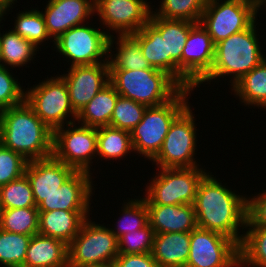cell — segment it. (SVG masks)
<instances>
[{
	"label": "cell",
	"mask_w": 266,
	"mask_h": 267,
	"mask_svg": "<svg viewBox=\"0 0 266 267\" xmlns=\"http://www.w3.org/2000/svg\"><path fill=\"white\" fill-rule=\"evenodd\" d=\"M134 154L130 131L111 126L97 128V162L101 159V162L105 160L103 163L108 161L113 165L115 161L117 163L122 159L125 160L128 155L131 158L135 156Z\"/></svg>",
	"instance_id": "28"
},
{
	"label": "cell",
	"mask_w": 266,
	"mask_h": 267,
	"mask_svg": "<svg viewBox=\"0 0 266 267\" xmlns=\"http://www.w3.org/2000/svg\"><path fill=\"white\" fill-rule=\"evenodd\" d=\"M264 9H265V11H266V0H264L262 6H261L260 9L258 10V16H259V19H260V17H261V18L263 17V16H261L260 14H263L262 12L264 11ZM260 10H261V11H260Z\"/></svg>",
	"instance_id": "47"
},
{
	"label": "cell",
	"mask_w": 266,
	"mask_h": 267,
	"mask_svg": "<svg viewBox=\"0 0 266 267\" xmlns=\"http://www.w3.org/2000/svg\"><path fill=\"white\" fill-rule=\"evenodd\" d=\"M0 200L3 209L37 207L31 185L25 174L0 186Z\"/></svg>",
	"instance_id": "37"
},
{
	"label": "cell",
	"mask_w": 266,
	"mask_h": 267,
	"mask_svg": "<svg viewBox=\"0 0 266 267\" xmlns=\"http://www.w3.org/2000/svg\"><path fill=\"white\" fill-rule=\"evenodd\" d=\"M86 267H115L114 262L104 263V264H98L93 266H86Z\"/></svg>",
	"instance_id": "46"
},
{
	"label": "cell",
	"mask_w": 266,
	"mask_h": 267,
	"mask_svg": "<svg viewBox=\"0 0 266 267\" xmlns=\"http://www.w3.org/2000/svg\"><path fill=\"white\" fill-rule=\"evenodd\" d=\"M38 220L37 207L3 209L0 229L32 236L38 233Z\"/></svg>",
	"instance_id": "35"
},
{
	"label": "cell",
	"mask_w": 266,
	"mask_h": 267,
	"mask_svg": "<svg viewBox=\"0 0 266 267\" xmlns=\"http://www.w3.org/2000/svg\"><path fill=\"white\" fill-rule=\"evenodd\" d=\"M152 12L163 19L185 20L200 23L207 0H161Z\"/></svg>",
	"instance_id": "34"
},
{
	"label": "cell",
	"mask_w": 266,
	"mask_h": 267,
	"mask_svg": "<svg viewBox=\"0 0 266 267\" xmlns=\"http://www.w3.org/2000/svg\"><path fill=\"white\" fill-rule=\"evenodd\" d=\"M86 171H76L59 189L37 206L39 211H92L97 177ZM95 183V184H94ZM93 208V209H92Z\"/></svg>",
	"instance_id": "16"
},
{
	"label": "cell",
	"mask_w": 266,
	"mask_h": 267,
	"mask_svg": "<svg viewBox=\"0 0 266 267\" xmlns=\"http://www.w3.org/2000/svg\"><path fill=\"white\" fill-rule=\"evenodd\" d=\"M41 10L49 36L55 41L70 28L95 16V0H48Z\"/></svg>",
	"instance_id": "18"
},
{
	"label": "cell",
	"mask_w": 266,
	"mask_h": 267,
	"mask_svg": "<svg viewBox=\"0 0 266 267\" xmlns=\"http://www.w3.org/2000/svg\"><path fill=\"white\" fill-rule=\"evenodd\" d=\"M229 92L236 100L238 99V105L248 107L247 109L260 108L264 111L266 109V58L238 80Z\"/></svg>",
	"instance_id": "25"
},
{
	"label": "cell",
	"mask_w": 266,
	"mask_h": 267,
	"mask_svg": "<svg viewBox=\"0 0 266 267\" xmlns=\"http://www.w3.org/2000/svg\"><path fill=\"white\" fill-rule=\"evenodd\" d=\"M115 267H158L151 253L118 254Z\"/></svg>",
	"instance_id": "43"
},
{
	"label": "cell",
	"mask_w": 266,
	"mask_h": 267,
	"mask_svg": "<svg viewBox=\"0 0 266 267\" xmlns=\"http://www.w3.org/2000/svg\"><path fill=\"white\" fill-rule=\"evenodd\" d=\"M215 44L208 31L197 23L189 32L181 60L178 62V84L182 88L195 86L211 71Z\"/></svg>",
	"instance_id": "15"
},
{
	"label": "cell",
	"mask_w": 266,
	"mask_h": 267,
	"mask_svg": "<svg viewBox=\"0 0 266 267\" xmlns=\"http://www.w3.org/2000/svg\"><path fill=\"white\" fill-rule=\"evenodd\" d=\"M239 253L240 267H266V227L245 226Z\"/></svg>",
	"instance_id": "33"
},
{
	"label": "cell",
	"mask_w": 266,
	"mask_h": 267,
	"mask_svg": "<svg viewBox=\"0 0 266 267\" xmlns=\"http://www.w3.org/2000/svg\"><path fill=\"white\" fill-rule=\"evenodd\" d=\"M258 18V10L236 0H207L200 23L214 44L249 28Z\"/></svg>",
	"instance_id": "12"
},
{
	"label": "cell",
	"mask_w": 266,
	"mask_h": 267,
	"mask_svg": "<svg viewBox=\"0 0 266 267\" xmlns=\"http://www.w3.org/2000/svg\"><path fill=\"white\" fill-rule=\"evenodd\" d=\"M16 3H19V1L18 0H0V12L6 19H7V16L13 12V8H16L17 6Z\"/></svg>",
	"instance_id": "44"
},
{
	"label": "cell",
	"mask_w": 266,
	"mask_h": 267,
	"mask_svg": "<svg viewBox=\"0 0 266 267\" xmlns=\"http://www.w3.org/2000/svg\"><path fill=\"white\" fill-rule=\"evenodd\" d=\"M24 267H68V245L40 233L32 235Z\"/></svg>",
	"instance_id": "23"
},
{
	"label": "cell",
	"mask_w": 266,
	"mask_h": 267,
	"mask_svg": "<svg viewBox=\"0 0 266 267\" xmlns=\"http://www.w3.org/2000/svg\"><path fill=\"white\" fill-rule=\"evenodd\" d=\"M1 32L0 65L13 70L21 68L23 71L24 66L29 69L31 62H35L36 57H40L37 53L42 50L11 28Z\"/></svg>",
	"instance_id": "26"
},
{
	"label": "cell",
	"mask_w": 266,
	"mask_h": 267,
	"mask_svg": "<svg viewBox=\"0 0 266 267\" xmlns=\"http://www.w3.org/2000/svg\"><path fill=\"white\" fill-rule=\"evenodd\" d=\"M266 187V186H265ZM247 196L246 226L266 227V188Z\"/></svg>",
	"instance_id": "42"
},
{
	"label": "cell",
	"mask_w": 266,
	"mask_h": 267,
	"mask_svg": "<svg viewBox=\"0 0 266 267\" xmlns=\"http://www.w3.org/2000/svg\"><path fill=\"white\" fill-rule=\"evenodd\" d=\"M59 74L68 89L70 103L74 111L87 105L94 96L109 84V63L72 66ZM65 71V72H64Z\"/></svg>",
	"instance_id": "17"
},
{
	"label": "cell",
	"mask_w": 266,
	"mask_h": 267,
	"mask_svg": "<svg viewBox=\"0 0 266 267\" xmlns=\"http://www.w3.org/2000/svg\"><path fill=\"white\" fill-rule=\"evenodd\" d=\"M75 172L73 167L53 156L28 162L24 174L31 185L36 206L59 189Z\"/></svg>",
	"instance_id": "19"
},
{
	"label": "cell",
	"mask_w": 266,
	"mask_h": 267,
	"mask_svg": "<svg viewBox=\"0 0 266 267\" xmlns=\"http://www.w3.org/2000/svg\"><path fill=\"white\" fill-rule=\"evenodd\" d=\"M131 35L139 42L151 67L170 75V56H166V43L162 35L149 22Z\"/></svg>",
	"instance_id": "31"
},
{
	"label": "cell",
	"mask_w": 266,
	"mask_h": 267,
	"mask_svg": "<svg viewBox=\"0 0 266 267\" xmlns=\"http://www.w3.org/2000/svg\"><path fill=\"white\" fill-rule=\"evenodd\" d=\"M206 168H154L141 197L146 205H193L198 186L209 172Z\"/></svg>",
	"instance_id": "6"
},
{
	"label": "cell",
	"mask_w": 266,
	"mask_h": 267,
	"mask_svg": "<svg viewBox=\"0 0 266 267\" xmlns=\"http://www.w3.org/2000/svg\"><path fill=\"white\" fill-rule=\"evenodd\" d=\"M120 95L109 83L77 114L78 124L90 127L110 126V120Z\"/></svg>",
	"instance_id": "30"
},
{
	"label": "cell",
	"mask_w": 266,
	"mask_h": 267,
	"mask_svg": "<svg viewBox=\"0 0 266 267\" xmlns=\"http://www.w3.org/2000/svg\"><path fill=\"white\" fill-rule=\"evenodd\" d=\"M0 144L28 162L52 156L53 131L24 101L0 111Z\"/></svg>",
	"instance_id": "3"
},
{
	"label": "cell",
	"mask_w": 266,
	"mask_h": 267,
	"mask_svg": "<svg viewBox=\"0 0 266 267\" xmlns=\"http://www.w3.org/2000/svg\"><path fill=\"white\" fill-rule=\"evenodd\" d=\"M3 20L5 21L6 19L4 18V16H3L2 13L0 12V24L3 23V22H2ZM1 27L3 28V25H0V28H1ZM2 28L0 29V41H1V30H3Z\"/></svg>",
	"instance_id": "48"
},
{
	"label": "cell",
	"mask_w": 266,
	"mask_h": 267,
	"mask_svg": "<svg viewBox=\"0 0 266 267\" xmlns=\"http://www.w3.org/2000/svg\"><path fill=\"white\" fill-rule=\"evenodd\" d=\"M108 63L109 69L141 70L152 68L144 57L139 42L131 34L110 37Z\"/></svg>",
	"instance_id": "27"
},
{
	"label": "cell",
	"mask_w": 266,
	"mask_h": 267,
	"mask_svg": "<svg viewBox=\"0 0 266 267\" xmlns=\"http://www.w3.org/2000/svg\"><path fill=\"white\" fill-rule=\"evenodd\" d=\"M193 108V109H192ZM195 107L190 103L171 123L163 145L150 162L154 168H190L201 165L198 154L200 130L196 122ZM199 137V138H198ZM198 138V139H197ZM199 160V161H197Z\"/></svg>",
	"instance_id": "7"
},
{
	"label": "cell",
	"mask_w": 266,
	"mask_h": 267,
	"mask_svg": "<svg viewBox=\"0 0 266 267\" xmlns=\"http://www.w3.org/2000/svg\"><path fill=\"white\" fill-rule=\"evenodd\" d=\"M212 173L209 171L201 180L193 203L197 226L220 233L240 246L247 221L248 195L227 186L228 182Z\"/></svg>",
	"instance_id": "1"
},
{
	"label": "cell",
	"mask_w": 266,
	"mask_h": 267,
	"mask_svg": "<svg viewBox=\"0 0 266 267\" xmlns=\"http://www.w3.org/2000/svg\"><path fill=\"white\" fill-rule=\"evenodd\" d=\"M186 267H240L239 245L210 230L190 232V250Z\"/></svg>",
	"instance_id": "14"
},
{
	"label": "cell",
	"mask_w": 266,
	"mask_h": 267,
	"mask_svg": "<svg viewBox=\"0 0 266 267\" xmlns=\"http://www.w3.org/2000/svg\"><path fill=\"white\" fill-rule=\"evenodd\" d=\"M258 24L259 22L256 20L244 31L232 34L215 44V57L211 71L195 86L194 90L201 91L202 89H198L201 85L203 87L215 85L216 82L219 85L220 81H224L226 85L227 80L230 89L266 58L264 49L266 43L263 40L265 35L259 34L262 29H259Z\"/></svg>",
	"instance_id": "2"
},
{
	"label": "cell",
	"mask_w": 266,
	"mask_h": 267,
	"mask_svg": "<svg viewBox=\"0 0 266 267\" xmlns=\"http://www.w3.org/2000/svg\"><path fill=\"white\" fill-rule=\"evenodd\" d=\"M28 161L20 154L0 144V186H3L25 173Z\"/></svg>",
	"instance_id": "41"
},
{
	"label": "cell",
	"mask_w": 266,
	"mask_h": 267,
	"mask_svg": "<svg viewBox=\"0 0 266 267\" xmlns=\"http://www.w3.org/2000/svg\"><path fill=\"white\" fill-rule=\"evenodd\" d=\"M148 224L155 234L169 232H191L197 228L193 205H146Z\"/></svg>",
	"instance_id": "20"
},
{
	"label": "cell",
	"mask_w": 266,
	"mask_h": 267,
	"mask_svg": "<svg viewBox=\"0 0 266 267\" xmlns=\"http://www.w3.org/2000/svg\"><path fill=\"white\" fill-rule=\"evenodd\" d=\"M92 21L70 28L54 41L52 52L63 57L64 67L108 63L110 36Z\"/></svg>",
	"instance_id": "8"
},
{
	"label": "cell",
	"mask_w": 266,
	"mask_h": 267,
	"mask_svg": "<svg viewBox=\"0 0 266 267\" xmlns=\"http://www.w3.org/2000/svg\"><path fill=\"white\" fill-rule=\"evenodd\" d=\"M236 1H241L244 3H247L251 6H253L256 10H259L260 7L262 6L264 0H236Z\"/></svg>",
	"instance_id": "45"
},
{
	"label": "cell",
	"mask_w": 266,
	"mask_h": 267,
	"mask_svg": "<svg viewBox=\"0 0 266 267\" xmlns=\"http://www.w3.org/2000/svg\"><path fill=\"white\" fill-rule=\"evenodd\" d=\"M56 75V76H55ZM46 75L25 89V101L52 131L76 122L77 113L71 106L66 82L59 75Z\"/></svg>",
	"instance_id": "9"
},
{
	"label": "cell",
	"mask_w": 266,
	"mask_h": 267,
	"mask_svg": "<svg viewBox=\"0 0 266 267\" xmlns=\"http://www.w3.org/2000/svg\"><path fill=\"white\" fill-rule=\"evenodd\" d=\"M152 5L149 0H95L94 17L110 37L129 35L149 22Z\"/></svg>",
	"instance_id": "13"
},
{
	"label": "cell",
	"mask_w": 266,
	"mask_h": 267,
	"mask_svg": "<svg viewBox=\"0 0 266 267\" xmlns=\"http://www.w3.org/2000/svg\"><path fill=\"white\" fill-rule=\"evenodd\" d=\"M2 213H3V207H2L1 200H0V223H1V219H2Z\"/></svg>",
	"instance_id": "49"
},
{
	"label": "cell",
	"mask_w": 266,
	"mask_h": 267,
	"mask_svg": "<svg viewBox=\"0 0 266 267\" xmlns=\"http://www.w3.org/2000/svg\"><path fill=\"white\" fill-rule=\"evenodd\" d=\"M12 70L0 65V111L25 101L26 86L23 88V81L21 83Z\"/></svg>",
	"instance_id": "39"
},
{
	"label": "cell",
	"mask_w": 266,
	"mask_h": 267,
	"mask_svg": "<svg viewBox=\"0 0 266 267\" xmlns=\"http://www.w3.org/2000/svg\"><path fill=\"white\" fill-rule=\"evenodd\" d=\"M109 83L120 96L147 107L165 104L183 89L169 74L155 68L109 69Z\"/></svg>",
	"instance_id": "4"
},
{
	"label": "cell",
	"mask_w": 266,
	"mask_h": 267,
	"mask_svg": "<svg viewBox=\"0 0 266 267\" xmlns=\"http://www.w3.org/2000/svg\"><path fill=\"white\" fill-rule=\"evenodd\" d=\"M93 211H39L38 233L64 241L67 245L79 233Z\"/></svg>",
	"instance_id": "21"
},
{
	"label": "cell",
	"mask_w": 266,
	"mask_h": 267,
	"mask_svg": "<svg viewBox=\"0 0 266 267\" xmlns=\"http://www.w3.org/2000/svg\"><path fill=\"white\" fill-rule=\"evenodd\" d=\"M149 23L162 35L166 43V56H170V76L178 83V62L190 30L197 24L185 20L163 19L153 12Z\"/></svg>",
	"instance_id": "22"
},
{
	"label": "cell",
	"mask_w": 266,
	"mask_h": 267,
	"mask_svg": "<svg viewBox=\"0 0 266 267\" xmlns=\"http://www.w3.org/2000/svg\"><path fill=\"white\" fill-rule=\"evenodd\" d=\"M52 156L76 171L95 174L94 170L97 167L93 168V165L100 163L96 160L97 128L74 122L55 129Z\"/></svg>",
	"instance_id": "11"
},
{
	"label": "cell",
	"mask_w": 266,
	"mask_h": 267,
	"mask_svg": "<svg viewBox=\"0 0 266 267\" xmlns=\"http://www.w3.org/2000/svg\"><path fill=\"white\" fill-rule=\"evenodd\" d=\"M154 235V230L149 224L122 235L118 239L119 254L151 253Z\"/></svg>",
	"instance_id": "40"
},
{
	"label": "cell",
	"mask_w": 266,
	"mask_h": 267,
	"mask_svg": "<svg viewBox=\"0 0 266 267\" xmlns=\"http://www.w3.org/2000/svg\"><path fill=\"white\" fill-rule=\"evenodd\" d=\"M134 195L133 198H126L120 203L122 206L118 214L120 217L112 224L109 229L119 239L122 235L127 234L145 227L148 224V211L144 199L140 196Z\"/></svg>",
	"instance_id": "32"
},
{
	"label": "cell",
	"mask_w": 266,
	"mask_h": 267,
	"mask_svg": "<svg viewBox=\"0 0 266 267\" xmlns=\"http://www.w3.org/2000/svg\"><path fill=\"white\" fill-rule=\"evenodd\" d=\"M31 236L0 229V267H24Z\"/></svg>",
	"instance_id": "36"
},
{
	"label": "cell",
	"mask_w": 266,
	"mask_h": 267,
	"mask_svg": "<svg viewBox=\"0 0 266 267\" xmlns=\"http://www.w3.org/2000/svg\"><path fill=\"white\" fill-rule=\"evenodd\" d=\"M194 90L183 88L172 100L165 104L147 107L142 120L130 132L131 142L137 159L148 160V164L157 156L169 127L174 119L190 104ZM139 157V158H138Z\"/></svg>",
	"instance_id": "5"
},
{
	"label": "cell",
	"mask_w": 266,
	"mask_h": 267,
	"mask_svg": "<svg viewBox=\"0 0 266 267\" xmlns=\"http://www.w3.org/2000/svg\"><path fill=\"white\" fill-rule=\"evenodd\" d=\"M147 106L134 100L119 96L116 102L110 126L132 131L142 120Z\"/></svg>",
	"instance_id": "38"
},
{
	"label": "cell",
	"mask_w": 266,
	"mask_h": 267,
	"mask_svg": "<svg viewBox=\"0 0 266 267\" xmlns=\"http://www.w3.org/2000/svg\"><path fill=\"white\" fill-rule=\"evenodd\" d=\"M35 5L37 7L34 8L33 5H31V7H29L30 9L27 8L28 6L25 7L26 9L23 7L24 10L21 9L20 12L17 11L18 13H16V15L11 16L15 18L13 19L14 23L11 28L22 38L33 43L40 50L42 47L47 49V47L50 48V46V49H52L54 40L48 34L45 19L41 10H39L40 8L37 3Z\"/></svg>",
	"instance_id": "29"
},
{
	"label": "cell",
	"mask_w": 266,
	"mask_h": 267,
	"mask_svg": "<svg viewBox=\"0 0 266 267\" xmlns=\"http://www.w3.org/2000/svg\"><path fill=\"white\" fill-rule=\"evenodd\" d=\"M88 217L68 244V267H86L113 262L119 254L118 239L109 225ZM92 219V220H91Z\"/></svg>",
	"instance_id": "10"
},
{
	"label": "cell",
	"mask_w": 266,
	"mask_h": 267,
	"mask_svg": "<svg viewBox=\"0 0 266 267\" xmlns=\"http://www.w3.org/2000/svg\"><path fill=\"white\" fill-rule=\"evenodd\" d=\"M190 250V232L154 235L152 257L158 267H186Z\"/></svg>",
	"instance_id": "24"
}]
</instances>
